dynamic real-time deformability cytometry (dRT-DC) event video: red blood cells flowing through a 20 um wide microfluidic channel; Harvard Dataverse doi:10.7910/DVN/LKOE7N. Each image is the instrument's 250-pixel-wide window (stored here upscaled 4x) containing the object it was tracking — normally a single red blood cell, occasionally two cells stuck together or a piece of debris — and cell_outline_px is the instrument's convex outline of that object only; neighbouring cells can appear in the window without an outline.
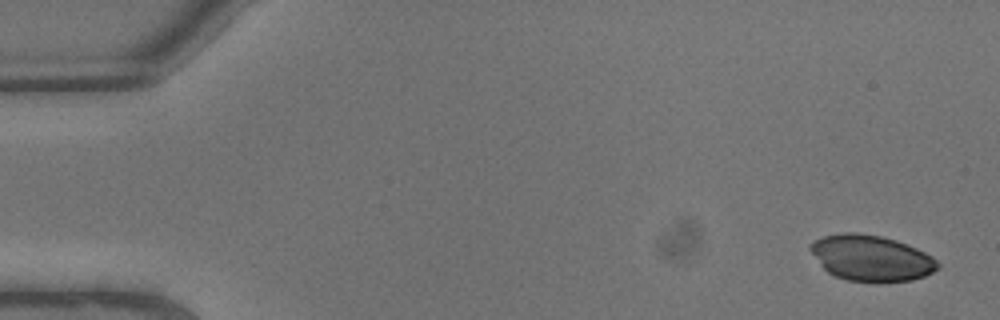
{"species": "common noctule bat (a hibernating species)", "species_latin": "Nyctalus noctula", "temperature_condition": "warm", "stored_images_in_passage": 9, "camera_frame_rate_fps": 3000, "um_per_image_px": 0.085, "animal": {"sex": "male", "body_mass_g": 13.3}, "frame": {"image": 1, "passage_image": 1, "time_ms": 0.0, "image_size_px": [1000, 320], "cell_outline_px": [[940, 264], [932, 272], [924, 276], [912, 280], [880, 284], [876, 284], [848, 280], [836, 276], [828, 272], [820, 264], [808, 248], [808, 244], [812, 240], [824, 236], [840, 232], [856, 232], [880, 236], [896, 240], [916, 248], [932, 256]], "centroid_in_image_um": [74.02, 21.95], "position_along_channel_um": 11.0, "area_um2": 34.51}}
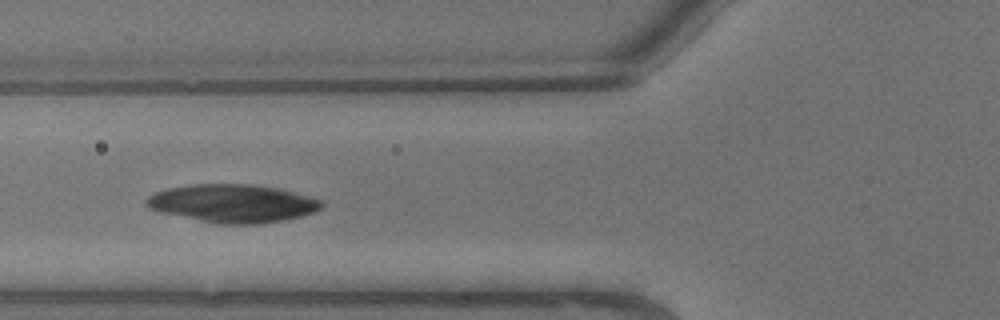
{"frame": {"image": 2, "passage_image": 8, "time_ms": 2.333, "image_size_px": [1000, 320], "cell_outline_px": [[324, 204], [316, 212], [284, 220], [260, 224], [220, 224], [160, 212], [148, 208], [144, 204], [144, 200], [148, 196], [156, 192], [168, 188], [192, 184], [252, 184], [276, 188], [324, 200]], "centroid_in_image_um": [19.77, 17.29], "position_along_channel_um": 106.0, "area_um2": 38.9}}
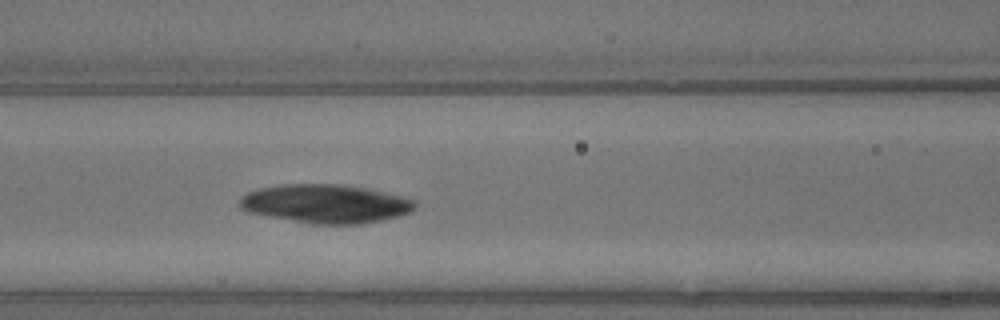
{"frame": {"image": 3, "passage_image": 9, "time_ms": 2.667, "image_size_px": [1000, 320], "cell_outline_px": [[416, 208], [408, 212], [396, 216], [380, 220], [360, 224], [312, 224], [248, 212], [240, 208], [240, 196], [248, 192], [260, 188], [288, 184], [332, 184], [372, 188], [416, 200]], "centroid_in_image_um": [27.69, 17.31], "position_along_channel_um": 138.9, "area_um2": 39.36}}